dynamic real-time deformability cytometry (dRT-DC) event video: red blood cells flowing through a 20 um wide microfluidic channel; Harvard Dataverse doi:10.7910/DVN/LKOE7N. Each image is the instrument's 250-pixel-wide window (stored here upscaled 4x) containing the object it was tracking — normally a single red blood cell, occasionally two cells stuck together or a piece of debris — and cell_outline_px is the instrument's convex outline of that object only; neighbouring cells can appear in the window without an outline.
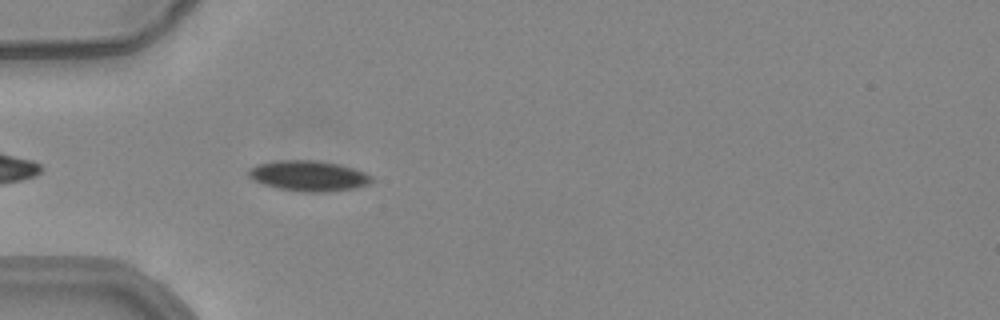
{"species": "common noctule bat (a hibernating species)", "species_latin": "Nyctalus noctula", "temperature_condition": "warm", "stored_images_in_passage": 35, "camera_frame_rate_fps": 3000, "um_per_image_px": 0.085, "animal": {"sex": "female", "body_mass_g": 24.6, "forearm_length_mm": 56.2}, "frame": {"image": 1, "passage_image": 3, "time_ms": 0.667, "image_size_px": [1000, 320], "cell_outline_px": [[372, 180], [368, 184], [356, 188], [328, 192], [304, 192], [280, 188], [264, 184], [252, 180], [248, 176], [248, 168], [256, 164], [280, 160], [316, 160], [336, 164], [352, 168], [364, 172], [372, 176]], "centroid_in_image_um": [26.2, 14.95], "position_along_channel_um": 58.8, "area_um2": 21.79}}
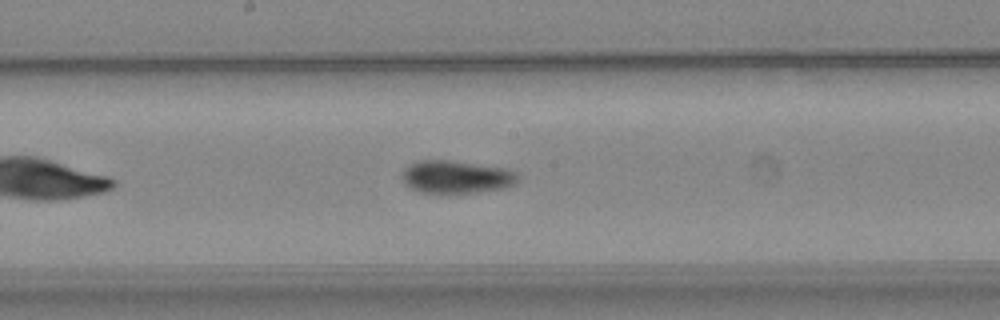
{"frame": {"image": 2, "passage_image": 15, "time_ms": 4.667, "image_size_px": [1000, 320], "cell_outline_px": [[520, 176], [516, 184], [508, 188], [448, 196], [420, 192], [408, 188], [404, 184], [404, 168], [420, 160], [448, 160], [504, 168], [516, 172]], "centroid_in_image_um": [38.81, 15.1], "position_along_channel_um": 209.4, "area_um2": 22.83}}
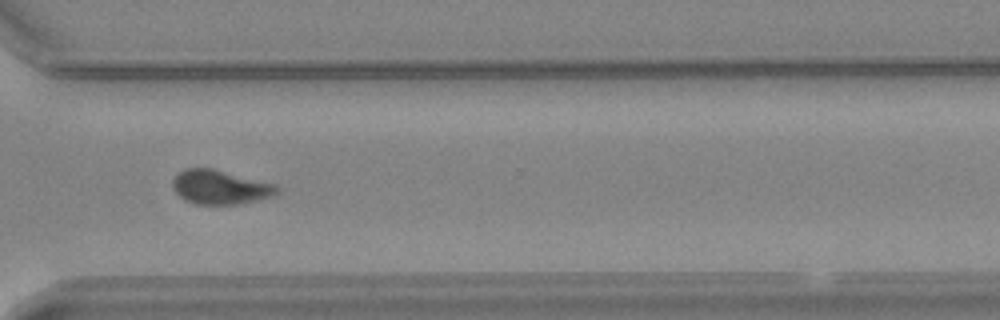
{"frame": {"image": 3, "passage_image": 26, "time_ms": 8.333, "image_size_px": [1000, 320], "cell_outline_px": [[280, 192], [272, 196], [256, 200], [236, 204], [196, 204], [184, 200], [172, 188], [172, 180], [184, 168], [212, 168], [276, 184], [280, 188]], "centroid_in_image_um": [18.72, 15.9], "position_along_channel_um": 351.9, "area_um2": 20.75}, "authors_computed_cell_mechanics": {"area_um2": 21.6172, "velocity_mm_per_s": 3.8927, "shape_relaxation_time_tau1_ms": 6.7152, "shape_relaxation_time_tau2_ms": 5.6479, "deformation_change_tau1": 0.1445, "deformation_change_tau2": 0.0754}}